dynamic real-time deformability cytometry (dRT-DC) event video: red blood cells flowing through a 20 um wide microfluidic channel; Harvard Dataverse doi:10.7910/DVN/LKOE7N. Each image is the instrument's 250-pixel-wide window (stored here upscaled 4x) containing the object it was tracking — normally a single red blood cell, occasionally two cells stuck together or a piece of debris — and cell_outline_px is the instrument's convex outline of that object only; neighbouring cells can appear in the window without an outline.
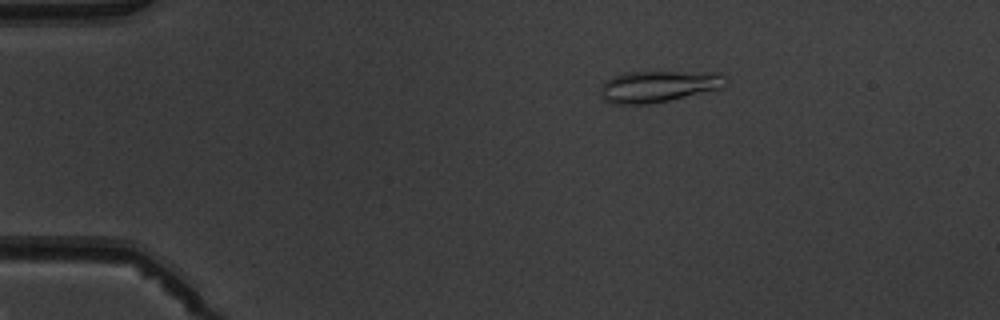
{"species": "common noctule bat (a hibernating species)", "species_latin": "Nyctalus noctula", "temperature_condition": "warm", "stored_images_in_passage": 8, "camera_frame_rate_fps": 3000, "um_per_image_px": 0.085, "animal": {"sex": "male", "body_mass_g": 19.5, "forearm_length_mm": 54.6}, "frame": {"image": 1, "passage_image": 3, "time_ms": 2.333, "image_size_px": [1000, 320], "cell_outline_px": [[728, 84], [724, 88], [668, 100], [648, 104], [612, 104], [604, 100], [600, 96], [600, 88], [608, 80], [616, 76], [628, 72], [724, 72], [728, 76]], "centroid_in_image_um": [56.07, 7.34], "position_along_channel_um": 28.9, "area_um2": 23.18}}
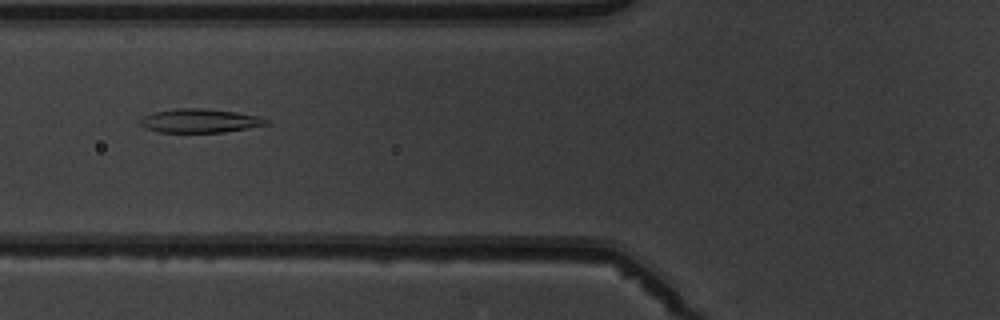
{"frame": {"image": 2, "passage_image": 6, "time_ms": 6.0, "image_size_px": [1000, 320], "cell_outline_px": [[268, 124], [248, 128], [224, 132], [160, 132], [148, 128], [140, 124], [140, 120], [144, 116], [152, 112], [176, 108], [200, 108], [236, 112], [256, 116], [268, 120]], "centroid_in_image_um": [16.97, 10.26], "position_along_channel_um": 108.8, "area_um2": 17.22}}
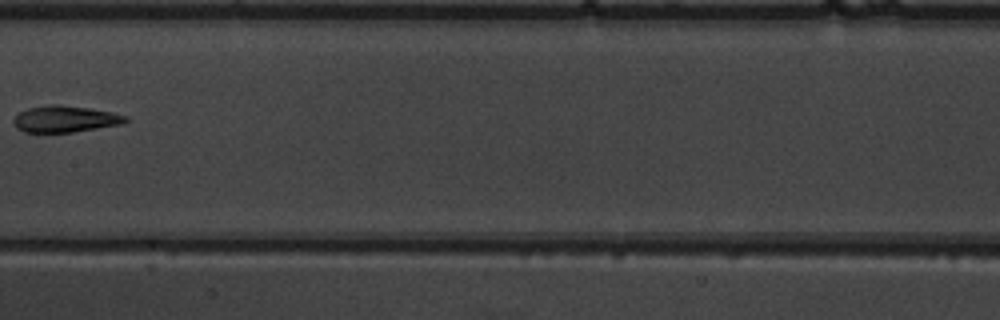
{"frame": {"image": 3, "passage_image": 8, "time_ms": 8.333, "image_size_px": [1000, 320], "cell_outline_px": [[128, 120], [124, 124], [72, 132], [24, 132], [16, 128], [12, 120], [20, 112], [28, 108], [52, 104], [60, 104], [88, 108], [112, 112], [128, 116]], "centroid_in_image_um": [5.55, 10.11], "position_along_channel_um": 201.8, "area_um2": 17.34}}